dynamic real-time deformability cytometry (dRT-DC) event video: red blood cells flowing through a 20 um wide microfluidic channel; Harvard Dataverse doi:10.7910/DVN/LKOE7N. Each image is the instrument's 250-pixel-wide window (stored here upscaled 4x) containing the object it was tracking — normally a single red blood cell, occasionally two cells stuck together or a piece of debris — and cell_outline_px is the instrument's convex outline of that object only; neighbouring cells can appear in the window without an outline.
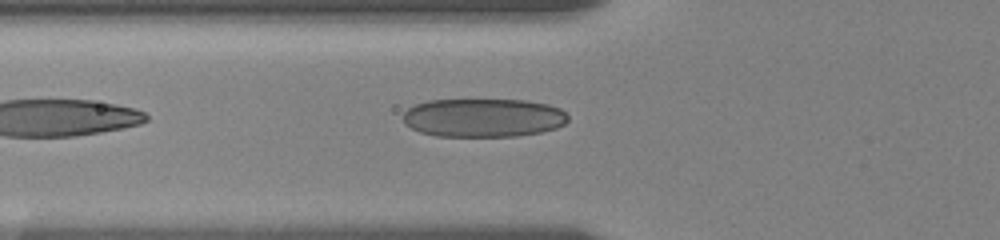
{"species": "human", "species_latin": "Homo sapiens", "temperature_condition": "room temperature", "stored_images_in_passage": 10, "camera_frame_rate_fps": 3000, "um_per_image_px": 0.085, "donor": {"sex": "female"}, "frame": {"image": 1, "passage_image": 10, "time_ms": 6.333, "image_size_px": [1000, 240], "cell_outline_px": [[568, 120], [564, 124], [556, 128], [540, 132], [516, 136], [436, 136], [420, 132], [404, 124], [404, 112], [408, 108], [416, 104], [428, 100], [528, 100], [548, 104], [560, 108], [568, 116]], "centroid_in_image_um": [41.09, 10.0], "position_along_channel_um": 84.7, "area_um2": 37.17}}